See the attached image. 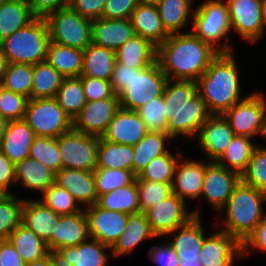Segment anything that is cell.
<instances>
[{"label":"cell","mask_w":266,"mask_h":266,"mask_svg":"<svg viewBox=\"0 0 266 266\" xmlns=\"http://www.w3.org/2000/svg\"><path fill=\"white\" fill-rule=\"evenodd\" d=\"M218 54L210 44L187 31L171 34L160 44L156 61L168 79L197 81Z\"/></svg>","instance_id":"obj_1"},{"label":"cell","mask_w":266,"mask_h":266,"mask_svg":"<svg viewBox=\"0 0 266 266\" xmlns=\"http://www.w3.org/2000/svg\"><path fill=\"white\" fill-rule=\"evenodd\" d=\"M174 80L168 79L163 91L164 113L168 122L166 133L172 138L178 135H194L196 138L211 114L198 93L197 81L175 80L173 83Z\"/></svg>","instance_id":"obj_2"},{"label":"cell","mask_w":266,"mask_h":266,"mask_svg":"<svg viewBox=\"0 0 266 266\" xmlns=\"http://www.w3.org/2000/svg\"><path fill=\"white\" fill-rule=\"evenodd\" d=\"M233 52L219 53L197 80L198 93L211 115H223L240 99V81Z\"/></svg>","instance_id":"obj_3"},{"label":"cell","mask_w":266,"mask_h":266,"mask_svg":"<svg viewBox=\"0 0 266 266\" xmlns=\"http://www.w3.org/2000/svg\"><path fill=\"white\" fill-rule=\"evenodd\" d=\"M264 201H266L265 192L240 181L222 209L226 212L222 231L234 236L242 243L266 217L262 204Z\"/></svg>","instance_id":"obj_4"},{"label":"cell","mask_w":266,"mask_h":266,"mask_svg":"<svg viewBox=\"0 0 266 266\" xmlns=\"http://www.w3.org/2000/svg\"><path fill=\"white\" fill-rule=\"evenodd\" d=\"M50 35L45 18H34L0 42L8 63L37 64L46 61Z\"/></svg>","instance_id":"obj_5"},{"label":"cell","mask_w":266,"mask_h":266,"mask_svg":"<svg viewBox=\"0 0 266 266\" xmlns=\"http://www.w3.org/2000/svg\"><path fill=\"white\" fill-rule=\"evenodd\" d=\"M196 37L210 44L219 53H230L233 51L228 45L230 20L228 7L223 0H205L194 9L192 14V31ZM226 37L225 44H221ZM218 44V45H217Z\"/></svg>","instance_id":"obj_6"},{"label":"cell","mask_w":266,"mask_h":266,"mask_svg":"<svg viewBox=\"0 0 266 266\" xmlns=\"http://www.w3.org/2000/svg\"><path fill=\"white\" fill-rule=\"evenodd\" d=\"M24 120L36 137L58 138L73 128L72 119L59 106L55 97L29 99Z\"/></svg>","instance_id":"obj_7"},{"label":"cell","mask_w":266,"mask_h":266,"mask_svg":"<svg viewBox=\"0 0 266 266\" xmlns=\"http://www.w3.org/2000/svg\"><path fill=\"white\" fill-rule=\"evenodd\" d=\"M45 20L51 42L82 51L92 43V21L80 16L70 7L49 14Z\"/></svg>","instance_id":"obj_8"},{"label":"cell","mask_w":266,"mask_h":266,"mask_svg":"<svg viewBox=\"0 0 266 266\" xmlns=\"http://www.w3.org/2000/svg\"><path fill=\"white\" fill-rule=\"evenodd\" d=\"M167 80L157 61L147 68H132L130 83L118 95L120 107L136 111L151 99L163 95Z\"/></svg>","instance_id":"obj_9"},{"label":"cell","mask_w":266,"mask_h":266,"mask_svg":"<svg viewBox=\"0 0 266 266\" xmlns=\"http://www.w3.org/2000/svg\"><path fill=\"white\" fill-rule=\"evenodd\" d=\"M102 136H92L72 128L58 137L62 168L87 170L97 168V155Z\"/></svg>","instance_id":"obj_10"},{"label":"cell","mask_w":266,"mask_h":266,"mask_svg":"<svg viewBox=\"0 0 266 266\" xmlns=\"http://www.w3.org/2000/svg\"><path fill=\"white\" fill-rule=\"evenodd\" d=\"M265 99L261 92H253L223 114L235 135L248 138L263 136L266 127Z\"/></svg>","instance_id":"obj_11"},{"label":"cell","mask_w":266,"mask_h":266,"mask_svg":"<svg viewBox=\"0 0 266 266\" xmlns=\"http://www.w3.org/2000/svg\"><path fill=\"white\" fill-rule=\"evenodd\" d=\"M145 215L156 237L169 235L193 216L201 217L199 210L187 212L185 202L174 193L147 209Z\"/></svg>","instance_id":"obj_12"},{"label":"cell","mask_w":266,"mask_h":266,"mask_svg":"<svg viewBox=\"0 0 266 266\" xmlns=\"http://www.w3.org/2000/svg\"><path fill=\"white\" fill-rule=\"evenodd\" d=\"M230 28L242 38L256 43L264 34L262 0H226Z\"/></svg>","instance_id":"obj_13"},{"label":"cell","mask_w":266,"mask_h":266,"mask_svg":"<svg viewBox=\"0 0 266 266\" xmlns=\"http://www.w3.org/2000/svg\"><path fill=\"white\" fill-rule=\"evenodd\" d=\"M119 96L87 101L73 120V128L92 136H103L114 115L120 109Z\"/></svg>","instance_id":"obj_14"},{"label":"cell","mask_w":266,"mask_h":266,"mask_svg":"<svg viewBox=\"0 0 266 266\" xmlns=\"http://www.w3.org/2000/svg\"><path fill=\"white\" fill-rule=\"evenodd\" d=\"M241 181V175L219 165L216 161H206V171L201 195H204L215 210L221 212Z\"/></svg>","instance_id":"obj_15"},{"label":"cell","mask_w":266,"mask_h":266,"mask_svg":"<svg viewBox=\"0 0 266 266\" xmlns=\"http://www.w3.org/2000/svg\"><path fill=\"white\" fill-rule=\"evenodd\" d=\"M88 220L90 238L110 247L126 230L128 214L119 211H109L97 204L83 208Z\"/></svg>","instance_id":"obj_16"},{"label":"cell","mask_w":266,"mask_h":266,"mask_svg":"<svg viewBox=\"0 0 266 266\" xmlns=\"http://www.w3.org/2000/svg\"><path fill=\"white\" fill-rule=\"evenodd\" d=\"M172 233H175V238L167 242L178 256L179 266H203L199 255L206 236L200 216H193L186 224L177 227L170 235Z\"/></svg>","instance_id":"obj_17"},{"label":"cell","mask_w":266,"mask_h":266,"mask_svg":"<svg viewBox=\"0 0 266 266\" xmlns=\"http://www.w3.org/2000/svg\"><path fill=\"white\" fill-rule=\"evenodd\" d=\"M241 256V243L232 235L219 230L205 237L200 262L203 266H233L234 258Z\"/></svg>","instance_id":"obj_18"},{"label":"cell","mask_w":266,"mask_h":266,"mask_svg":"<svg viewBox=\"0 0 266 266\" xmlns=\"http://www.w3.org/2000/svg\"><path fill=\"white\" fill-rule=\"evenodd\" d=\"M234 136L233 130L223 115H211L201 126L196 137L200 147L209 157L207 161H217L224 154Z\"/></svg>","instance_id":"obj_19"},{"label":"cell","mask_w":266,"mask_h":266,"mask_svg":"<svg viewBox=\"0 0 266 266\" xmlns=\"http://www.w3.org/2000/svg\"><path fill=\"white\" fill-rule=\"evenodd\" d=\"M148 132L135 110L120 108L112 118L102 138L114 143L134 146Z\"/></svg>","instance_id":"obj_20"},{"label":"cell","mask_w":266,"mask_h":266,"mask_svg":"<svg viewBox=\"0 0 266 266\" xmlns=\"http://www.w3.org/2000/svg\"><path fill=\"white\" fill-rule=\"evenodd\" d=\"M90 238L88 220L84 209L72 215H61L46 243L49 250L78 246Z\"/></svg>","instance_id":"obj_21"},{"label":"cell","mask_w":266,"mask_h":266,"mask_svg":"<svg viewBox=\"0 0 266 266\" xmlns=\"http://www.w3.org/2000/svg\"><path fill=\"white\" fill-rule=\"evenodd\" d=\"M55 183L65 188L75 199L82 204V208L97 203L94 173L87 170L62 168L55 173Z\"/></svg>","instance_id":"obj_22"},{"label":"cell","mask_w":266,"mask_h":266,"mask_svg":"<svg viewBox=\"0 0 266 266\" xmlns=\"http://www.w3.org/2000/svg\"><path fill=\"white\" fill-rule=\"evenodd\" d=\"M134 35L130 18L92 20V44L116 51Z\"/></svg>","instance_id":"obj_23"},{"label":"cell","mask_w":266,"mask_h":266,"mask_svg":"<svg viewBox=\"0 0 266 266\" xmlns=\"http://www.w3.org/2000/svg\"><path fill=\"white\" fill-rule=\"evenodd\" d=\"M206 163L198 161L178 160L172 183V193L185 202L186 197L197 199L202 193Z\"/></svg>","instance_id":"obj_24"},{"label":"cell","mask_w":266,"mask_h":266,"mask_svg":"<svg viewBox=\"0 0 266 266\" xmlns=\"http://www.w3.org/2000/svg\"><path fill=\"white\" fill-rule=\"evenodd\" d=\"M35 138L33 129L24 119L9 121L0 150L15 165L29 157V150Z\"/></svg>","instance_id":"obj_25"},{"label":"cell","mask_w":266,"mask_h":266,"mask_svg":"<svg viewBox=\"0 0 266 266\" xmlns=\"http://www.w3.org/2000/svg\"><path fill=\"white\" fill-rule=\"evenodd\" d=\"M60 216V214L44 205L40 199H24L21 224L32 230L45 243L50 240Z\"/></svg>","instance_id":"obj_26"},{"label":"cell","mask_w":266,"mask_h":266,"mask_svg":"<svg viewBox=\"0 0 266 266\" xmlns=\"http://www.w3.org/2000/svg\"><path fill=\"white\" fill-rule=\"evenodd\" d=\"M130 20L134 33L149 40L156 47L170 36L163 26L157 6L139 2L131 13Z\"/></svg>","instance_id":"obj_27"},{"label":"cell","mask_w":266,"mask_h":266,"mask_svg":"<svg viewBox=\"0 0 266 266\" xmlns=\"http://www.w3.org/2000/svg\"><path fill=\"white\" fill-rule=\"evenodd\" d=\"M152 238H156V236L151 230L145 212L128 214L126 230L113 244L111 252L115 256L131 254L134 248L143 240Z\"/></svg>","instance_id":"obj_28"},{"label":"cell","mask_w":266,"mask_h":266,"mask_svg":"<svg viewBox=\"0 0 266 266\" xmlns=\"http://www.w3.org/2000/svg\"><path fill=\"white\" fill-rule=\"evenodd\" d=\"M156 55L157 47L136 34L115 51L116 62L136 69L151 66Z\"/></svg>","instance_id":"obj_29"},{"label":"cell","mask_w":266,"mask_h":266,"mask_svg":"<svg viewBox=\"0 0 266 266\" xmlns=\"http://www.w3.org/2000/svg\"><path fill=\"white\" fill-rule=\"evenodd\" d=\"M41 194L55 183V172L37 160L26 158L15 164V182Z\"/></svg>","instance_id":"obj_30"},{"label":"cell","mask_w":266,"mask_h":266,"mask_svg":"<svg viewBox=\"0 0 266 266\" xmlns=\"http://www.w3.org/2000/svg\"><path fill=\"white\" fill-rule=\"evenodd\" d=\"M115 61L114 50L91 43L83 50L81 76L111 81Z\"/></svg>","instance_id":"obj_31"},{"label":"cell","mask_w":266,"mask_h":266,"mask_svg":"<svg viewBox=\"0 0 266 266\" xmlns=\"http://www.w3.org/2000/svg\"><path fill=\"white\" fill-rule=\"evenodd\" d=\"M34 18L28 0H0V42Z\"/></svg>","instance_id":"obj_32"},{"label":"cell","mask_w":266,"mask_h":266,"mask_svg":"<svg viewBox=\"0 0 266 266\" xmlns=\"http://www.w3.org/2000/svg\"><path fill=\"white\" fill-rule=\"evenodd\" d=\"M89 240L78 246L64 247L58 250L73 266H107L109 257L105 250H111V247L93 238Z\"/></svg>","instance_id":"obj_33"},{"label":"cell","mask_w":266,"mask_h":266,"mask_svg":"<svg viewBox=\"0 0 266 266\" xmlns=\"http://www.w3.org/2000/svg\"><path fill=\"white\" fill-rule=\"evenodd\" d=\"M46 61L64 78L80 77L83 67V51L50 41Z\"/></svg>","instance_id":"obj_34"},{"label":"cell","mask_w":266,"mask_h":266,"mask_svg":"<svg viewBox=\"0 0 266 266\" xmlns=\"http://www.w3.org/2000/svg\"><path fill=\"white\" fill-rule=\"evenodd\" d=\"M173 138L164 132L149 131L136 145L133 146V173L137 176L157 156L168 152L166 140Z\"/></svg>","instance_id":"obj_35"},{"label":"cell","mask_w":266,"mask_h":266,"mask_svg":"<svg viewBox=\"0 0 266 266\" xmlns=\"http://www.w3.org/2000/svg\"><path fill=\"white\" fill-rule=\"evenodd\" d=\"M8 240L16 248L25 263L33 262L48 255L47 244L32 230L20 224L9 236Z\"/></svg>","instance_id":"obj_36"},{"label":"cell","mask_w":266,"mask_h":266,"mask_svg":"<svg viewBox=\"0 0 266 266\" xmlns=\"http://www.w3.org/2000/svg\"><path fill=\"white\" fill-rule=\"evenodd\" d=\"M133 146L114 143L102 138L97 155V167L133 171Z\"/></svg>","instance_id":"obj_37"},{"label":"cell","mask_w":266,"mask_h":266,"mask_svg":"<svg viewBox=\"0 0 266 266\" xmlns=\"http://www.w3.org/2000/svg\"><path fill=\"white\" fill-rule=\"evenodd\" d=\"M64 77L47 61L33 65L31 99L53 98Z\"/></svg>","instance_id":"obj_38"},{"label":"cell","mask_w":266,"mask_h":266,"mask_svg":"<svg viewBox=\"0 0 266 266\" xmlns=\"http://www.w3.org/2000/svg\"><path fill=\"white\" fill-rule=\"evenodd\" d=\"M96 204L109 211L127 214L140 212L136 179L130 185L99 196Z\"/></svg>","instance_id":"obj_39"},{"label":"cell","mask_w":266,"mask_h":266,"mask_svg":"<svg viewBox=\"0 0 266 266\" xmlns=\"http://www.w3.org/2000/svg\"><path fill=\"white\" fill-rule=\"evenodd\" d=\"M192 2L193 0H162L157 6L163 26L170 35L181 33L179 30L185 27L187 19L193 14Z\"/></svg>","instance_id":"obj_40"},{"label":"cell","mask_w":266,"mask_h":266,"mask_svg":"<svg viewBox=\"0 0 266 266\" xmlns=\"http://www.w3.org/2000/svg\"><path fill=\"white\" fill-rule=\"evenodd\" d=\"M256 146L251 142L250 138L235 135L224 154L216 162L242 175Z\"/></svg>","instance_id":"obj_41"},{"label":"cell","mask_w":266,"mask_h":266,"mask_svg":"<svg viewBox=\"0 0 266 266\" xmlns=\"http://www.w3.org/2000/svg\"><path fill=\"white\" fill-rule=\"evenodd\" d=\"M55 98L73 121L87 102L82 80L79 77L64 78Z\"/></svg>","instance_id":"obj_42"},{"label":"cell","mask_w":266,"mask_h":266,"mask_svg":"<svg viewBox=\"0 0 266 266\" xmlns=\"http://www.w3.org/2000/svg\"><path fill=\"white\" fill-rule=\"evenodd\" d=\"M182 157L181 152L175 156L170 151L157 156L136 176V180L172 184L176 164Z\"/></svg>","instance_id":"obj_43"},{"label":"cell","mask_w":266,"mask_h":266,"mask_svg":"<svg viewBox=\"0 0 266 266\" xmlns=\"http://www.w3.org/2000/svg\"><path fill=\"white\" fill-rule=\"evenodd\" d=\"M33 65L8 63L0 86L4 89L31 99Z\"/></svg>","instance_id":"obj_44"},{"label":"cell","mask_w":266,"mask_h":266,"mask_svg":"<svg viewBox=\"0 0 266 266\" xmlns=\"http://www.w3.org/2000/svg\"><path fill=\"white\" fill-rule=\"evenodd\" d=\"M29 158L49 167L53 172L62 169L58 138L36 137L29 150Z\"/></svg>","instance_id":"obj_45"},{"label":"cell","mask_w":266,"mask_h":266,"mask_svg":"<svg viewBox=\"0 0 266 266\" xmlns=\"http://www.w3.org/2000/svg\"><path fill=\"white\" fill-rule=\"evenodd\" d=\"M95 191L97 196L109 193L117 188L130 185L136 175L133 171L125 169L96 168L94 171Z\"/></svg>","instance_id":"obj_46"},{"label":"cell","mask_w":266,"mask_h":266,"mask_svg":"<svg viewBox=\"0 0 266 266\" xmlns=\"http://www.w3.org/2000/svg\"><path fill=\"white\" fill-rule=\"evenodd\" d=\"M24 200L9 194L0 201V240L8 239L21 224Z\"/></svg>","instance_id":"obj_47"},{"label":"cell","mask_w":266,"mask_h":266,"mask_svg":"<svg viewBox=\"0 0 266 266\" xmlns=\"http://www.w3.org/2000/svg\"><path fill=\"white\" fill-rule=\"evenodd\" d=\"M40 201L60 215H72L83 209L65 188L56 183L42 193Z\"/></svg>","instance_id":"obj_48"},{"label":"cell","mask_w":266,"mask_h":266,"mask_svg":"<svg viewBox=\"0 0 266 266\" xmlns=\"http://www.w3.org/2000/svg\"><path fill=\"white\" fill-rule=\"evenodd\" d=\"M241 181L266 193V147L257 144Z\"/></svg>","instance_id":"obj_49"},{"label":"cell","mask_w":266,"mask_h":266,"mask_svg":"<svg viewBox=\"0 0 266 266\" xmlns=\"http://www.w3.org/2000/svg\"><path fill=\"white\" fill-rule=\"evenodd\" d=\"M163 95L151 99L149 102L136 110L139 117L144 122L148 131L164 132L167 129V119L164 113Z\"/></svg>","instance_id":"obj_50"},{"label":"cell","mask_w":266,"mask_h":266,"mask_svg":"<svg viewBox=\"0 0 266 266\" xmlns=\"http://www.w3.org/2000/svg\"><path fill=\"white\" fill-rule=\"evenodd\" d=\"M140 212H145L172 194V184L136 180Z\"/></svg>","instance_id":"obj_51"},{"label":"cell","mask_w":266,"mask_h":266,"mask_svg":"<svg viewBox=\"0 0 266 266\" xmlns=\"http://www.w3.org/2000/svg\"><path fill=\"white\" fill-rule=\"evenodd\" d=\"M28 100L0 86V116L8 121L24 119Z\"/></svg>","instance_id":"obj_52"},{"label":"cell","mask_w":266,"mask_h":266,"mask_svg":"<svg viewBox=\"0 0 266 266\" xmlns=\"http://www.w3.org/2000/svg\"><path fill=\"white\" fill-rule=\"evenodd\" d=\"M86 101L110 98L114 95L110 81L88 76H80Z\"/></svg>","instance_id":"obj_53"},{"label":"cell","mask_w":266,"mask_h":266,"mask_svg":"<svg viewBox=\"0 0 266 266\" xmlns=\"http://www.w3.org/2000/svg\"><path fill=\"white\" fill-rule=\"evenodd\" d=\"M138 0H107L102 18L124 19L130 18L131 13L137 7Z\"/></svg>","instance_id":"obj_54"},{"label":"cell","mask_w":266,"mask_h":266,"mask_svg":"<svg viewBox=\"0 0 266 266\" xmlns=\"http://www.w3.org/2000/svg\"><path fill=\"white\" fill-rule=\"evenodd\" d=\"M107 0H71L69 7L80 16L89 20L102 17Z\"/></svg>","instance_id":"obj_55"},{"label":"cell","mask_w":266,"mask_h":266,"mask_svg":"<svg viewBox=\"0 0 266 266\" xmlns=\"http://www.w3.org/2000/svg\"><path fill=\"white\" fill-rule=\"evenodd\" d=\"M251 248L266 251V217L257 224L255 229L241 243V256L249 253L248 250H251Z\"/></svg>","instance_id":"obj_56"},{"label":"cell","mask_w":266,"mask_h":266,"mask_svg":"<svg viewBox=\"0 0 266 266\" xmlns=\"http://www.w3.org/2000/svg\"><path fill=\"white\" fill-rule=\"evenodd\" d=\"M148 256L158 266H179L180 260L167 241L163 245L151 247Z\"/></svg>","instance_id":"obj_57"},{"label":"cell","mask_w":266,"mask_h":266,"mask_svg":"<svg viewBox=\"0 0 266 266\" xmlns=\"http://www.w3.org/2000/svg\"><path fill=\"white\" fill-rule=\"evenodd\" d=\"M28 4L36 18H46L53 12L69 7L68 0H28Z\"/></svg>","instance_id":"obj_58"},{"label":"cell","mask_w":266,"mask_h":266,"mask_svg":"<svg viewBox=\"0 0 266 266\" xmlns=\"http://www.w3.org/2000/svg\"><path fill=\"white\" fill-rule=\"evenodd\" d=\"M132 79V67L115 61L111 85L115 95H119Z\"/></svg>","instance_id":"obj_59"},{"label":"cell","mask_w":266,"mask_h":266,"mask_svg":"<svg viewBox=\"0 0 266 266\" xmlns=\"http://www.w3.org/2000/svg\"><path fill=\"white\" fill-rule=\"evenodd\" d=\"M0 266H26L16 248L8 239L0 240Z\"/></svg>","instance_id":"obj_60"},{"label":"cell","mask_w":266,"mask_h":266,"mask_svg":"<svg viewBox=\"0 0 266 266\" xmlns=\"http://www.w3.org/2000/svg\"><path fill=\"white\" fill-rule=\"evenodd\" d=\"M13 182L15 183V165L0 150V187L10 194L9 188Z\"/></svg>","instance_id":"obj_61"},{"label":"cell","mask_w":266,"mask_h":266,"mask_svg":"<svg viewBox=\"0 0 266 266\" xmlns=\"http://www.w3.org/2000/svg\"><path fill=\"white\" fill-rule=\"evenodd\" d=\"M48 255L52 266H73L59 250H49Z\"/></svg>","instance_id":"obj_62"},{"label":"cell","mask_w":266,"mask_h":266,"mask_svg":"<svg viewBox=\"0 0 266 266\" xmlns=\"http://www.w3.org/2000/svg\"><path fill=\"white\" fill-rule=\"evenodd\" d=\"M26 266H52L49 255L45 256L42 259L26 263Z\"/></svg>","instance_id":"obj_63"},{"label":"cell","mask_w":266,"mask_h":266,"mask_svg":"<svg viewBox=\"0 0 266 266\" xmlns=\"http://www.w3.org/2000/svg\"><path fill=\"white\" fill-rule=\"evenodd\" d=\"M7 64H8V62H7L5 55L2 52V49L0 47V82H1L2 77H3V73L6 70Z\"/></svg>","instance_id":"obj_64"},{"label":"cell","mask_w":266,"mask_h":266,"mask_svg":"<svg viewBox=\"0 0 266 266\" xmlns=\"http://www.w3.org/2000/svg\"><path fill=\"white\" fill-rule=\"evenodd\" d=\"M8 122H9L8 120H6L5 118H2L0 116V146H1L4 134L6 132V128H7Z\"/></svg>","instance_id":"obj_65"},{"label":"cell","mask_w":266,"mask_h":266,"mask_svg":"<svg viewBox=\"0 0 266 266\" xmlns=\"http://www.w3.org/2000/svg\"><path fill=\"white\" fill-rule=\"evenodd\" d=\"M261 18L264 28L266 27V0H262Z\"/></svg>","instance_id":"obj_66"},{"label":"cell","mask_w":266,"mask_h":266,"mask_svg":"<svg viewBox=\"0 0 266 266\" xmlns=\"http://www.w3.org/2000/svg\"><path fill=\"white\" fill-rule=\"evenodd\" d=\"M142 4L158 6L162 0H138Z\"/></svg>","instance_id":"obj_67"},{"label":"cell","mask_w":266,"mask_h":266,"mask_svg":"<svg viewBox=\"0 0 266 266\" xmlns=\"http://www.w3.org/2000/svg\"><path fill=\"white\" fill-rule=\"evenodd\" d=\"M8 195H9V193L0 187V201H2Z\"/></svg>","instance_id":"obj_68"},{"label":"cell","mask_w":266,"mask_h":266,"mask_svg":"<svg viewBox=\"0 0 266 266\" xmlns=\"http://www.w3.org/2000/svg\"><path fill=\"white\" fill-rule=\"evenodd\" d=\"M263 138H266V127H265V130H264Z\"/></svg>","instance_id":"obj_69"}]
</instances>
